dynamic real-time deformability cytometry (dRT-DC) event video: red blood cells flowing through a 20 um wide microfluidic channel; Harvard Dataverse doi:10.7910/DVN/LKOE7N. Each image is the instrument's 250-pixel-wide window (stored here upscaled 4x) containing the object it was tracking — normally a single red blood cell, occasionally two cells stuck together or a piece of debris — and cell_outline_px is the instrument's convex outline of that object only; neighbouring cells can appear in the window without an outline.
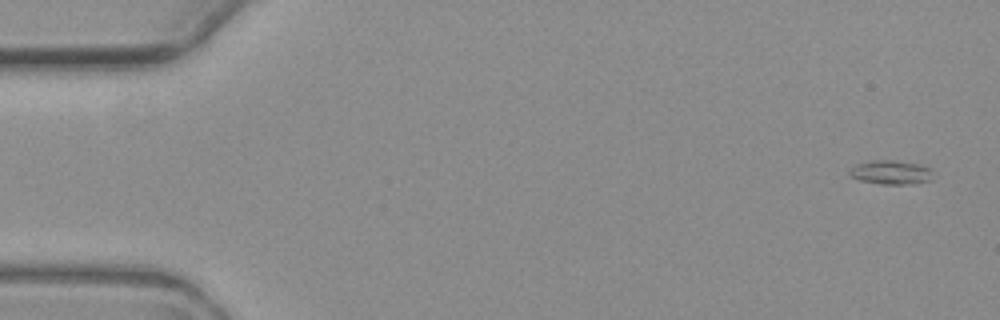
{"species": "common noctule bat (a hibernating species)", "species_latin": "Nyctalus noctula", "temperature_condition": "warm", "stored_images_in_passage": 6, "camera_frame_rate_fps": 3000, "um_per_image_px": 0.085, "animal": {"sex": "female", "body_mass_g": 19.3, "forearm_length_mm": 54.1}, "frame": {"image": 1, "passage_image": 1, "time_ms": 0.0, "image_size_px": [1000, 320], "cell_outline_px": [[932, 180], [912, 184], [880, 184], [860, 180], [852, 176], [848, 172], [856, 164], [872, 160], [892, 160], [920, 164], [928, 168]], "centroid_in_image_um": [75.71, 14.65], "position_along_channel_um": 9.3, "area_um2": 11.5}}